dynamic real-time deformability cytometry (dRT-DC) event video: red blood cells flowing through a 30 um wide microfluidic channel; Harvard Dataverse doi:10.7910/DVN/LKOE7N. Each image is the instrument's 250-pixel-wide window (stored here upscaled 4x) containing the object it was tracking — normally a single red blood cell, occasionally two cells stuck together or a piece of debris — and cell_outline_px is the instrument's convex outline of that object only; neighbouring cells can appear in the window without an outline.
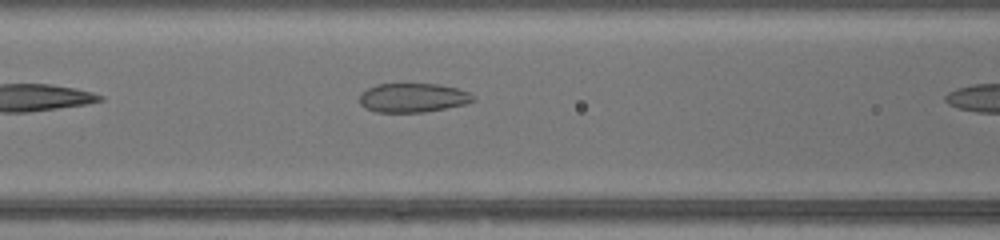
{"species": "common noctule bat (a hibernating species)", "species_latin": "Nyctalus noctula", "temperature_condition": "warm", "stored_images_in_passage": 6, "camera_frame_rate_fps": 3000, "um_per_image_px": 0.085, "animal": {"sex": "female", "body_mass_g": 17.0, "forearm_length_mm": 48.0}, "frame": {"image": 1, "passage_image": 5, "time_ms": 1.333, "image_size_px": [1000, 240], "cell_outline_px": [[476, 100], [464, 104], [424, 112], [376, 112], [364, 108], [360, 104], [360, 92], [376, 84], [440, 84], [456, 88], [468, 92], [476, 96]], "centroid_in_image_um": [35.08, 8.3], "position_along_channel_um": 131.5, "area_um2": 19.31}}